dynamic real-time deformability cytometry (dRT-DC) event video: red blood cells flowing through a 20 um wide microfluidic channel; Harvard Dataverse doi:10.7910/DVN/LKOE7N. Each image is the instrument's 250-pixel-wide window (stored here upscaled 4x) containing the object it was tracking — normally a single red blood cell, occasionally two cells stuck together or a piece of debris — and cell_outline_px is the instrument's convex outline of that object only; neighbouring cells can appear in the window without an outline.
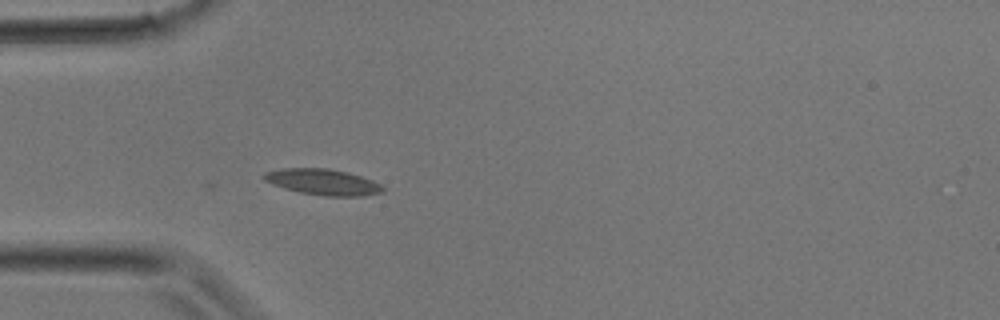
{"species": "common noctule bat (a hibernating species)", "species_latin": "Nyctalus noctula", "temperature_condition": "room temperature", "stored_images_in_passage": 22, "camera_frame_rate_fps": 3000, "um_per_image_px": 0.085, "animal": {"sex": "male", "body_mass_g": 17.9}, "frame": {"image": 1, "passage_image": 3, "time_ms": 0.667, "image_size_px": [1000, 320], "cell_outline_px": [[384, 192], [360, 196], [324, 196], [300, 192], [284, 188], [272, 184], [264, 180], [260, 176], [264, 172], [284, 168], [328, 168], [348, 172], [372, 180], [380, 184], [384, 188]], "centroid_in_image_um": [27.42, 15.46], "position_along_channel_um": 57.6, "area_um2": 18.03}}
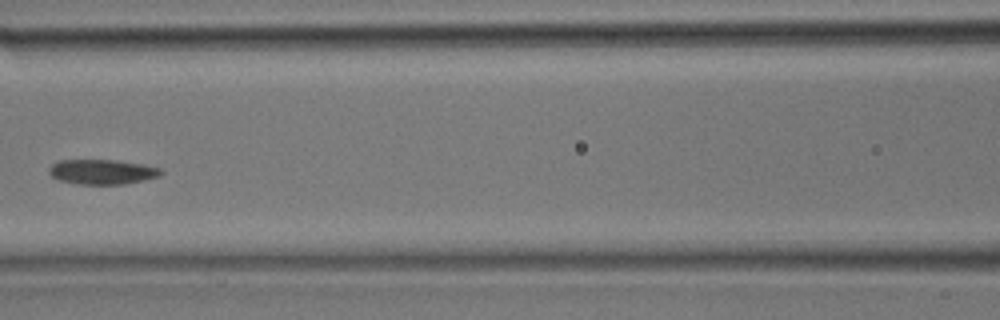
{"frame": {"image": 2, "passage_image": 8, "time_ms": 2.333, "image_size_px": [1000, 320], "cell_outline_px": [[164, 172], [160, 176], [144, 180], [124, 184], [76, 184], [56, 180], [48, 172], [48, 168], [52, 164], [60, 160], [116, 160], [144, 164], [160, 168]], "centroid_in_image_um": [8.68, 14.61], "position_along_channel_um": 157.9, "area_um2": 16.42}}
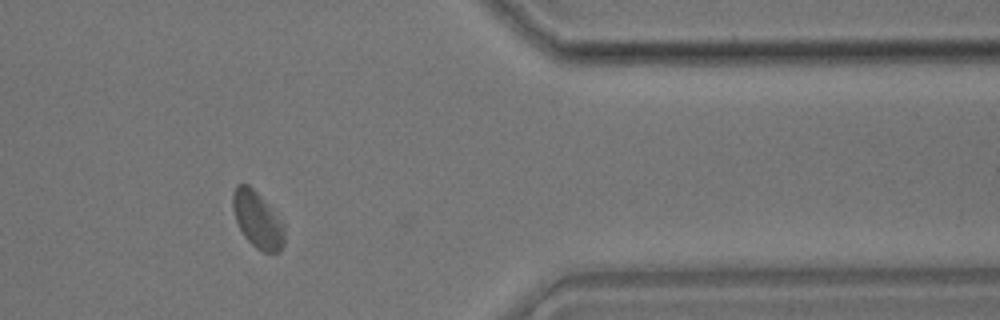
{"frame": {"image": 3, "passage_image": 20, "time_ms": 6.333, "image_size_px": [1000, 320], "cell_outline_px": [[284, 244], [276, 252], [264, 252], [256, 248], [244, 236], [236, 220], [232, 208], [232, 192], [236, 184], [248, 184], [260, 196], [276, 216], [284, 232]], "centroid_in_image_um": [21.82, 18.66], "position_along_channel_um": 389.6, "area_um2": 16.36}}